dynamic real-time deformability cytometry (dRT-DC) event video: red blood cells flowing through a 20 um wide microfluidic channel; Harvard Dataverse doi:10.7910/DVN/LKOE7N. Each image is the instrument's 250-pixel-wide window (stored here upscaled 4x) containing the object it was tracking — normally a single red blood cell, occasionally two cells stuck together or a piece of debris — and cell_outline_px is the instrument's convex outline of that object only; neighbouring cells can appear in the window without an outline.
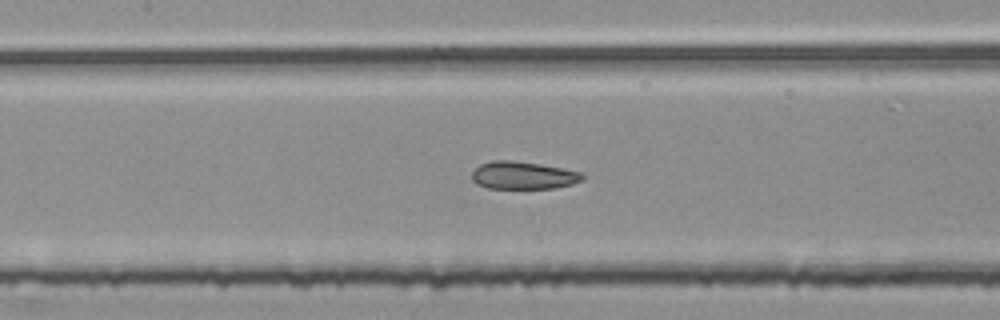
{"species": "common noctule bat (a hibernating species)", "species_latin": "Nyctalus noctula", "temperature_condition": "room temperature", "stored_images_in_passage": 54, "segment_of_instrument_passage": [2, 2], "camera_frame_rate_fps": 3000, "um_per_image_px": 0.085, "animal": {"sex": "female", "body_mass_g": 25.1}, "frame": {"image": 1, "passage_image": 25, "time_ms": 8.0, "image_size_px": [1000, 320], "cell_outline_px": [[584, 180], [572, 184], [556, 188], [488, 188], [476, 184], [472, 180], [472, 172], [480, 164], [492, 160], [512, 160], [540, 164], [584, 172]], "centroid_in_image_um": [44.49, 14.9], "position_along_channel_um": 162.9, "area_um2": 17.98}}
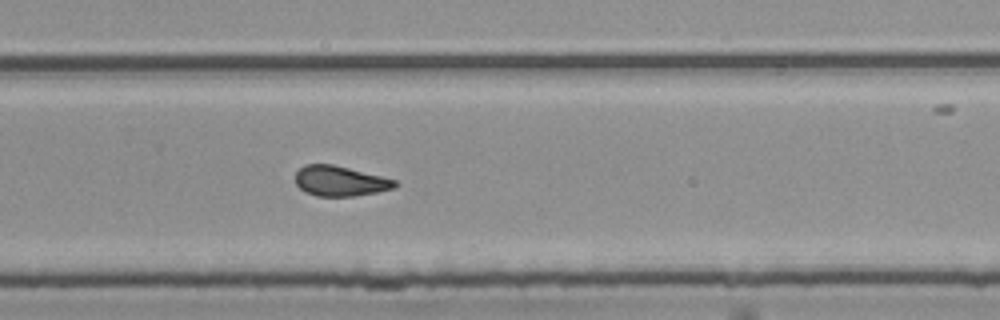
{"frame": {"image": 2, "passage_image": 36, "time_ms": 11.667, "image_size_px": [1000, 320], "cell_outline_px": [[400, 184], [396, 188], [376, 192], [352, 196], [316, 196], [304, 192], [296, 184], [296, 172], [304, 164], [332, 164], [396, 180]], "centroid_in_image_um": [28.9, 15.39], "position_along_channel_um": 300.9, "area_um2": 17.46}}
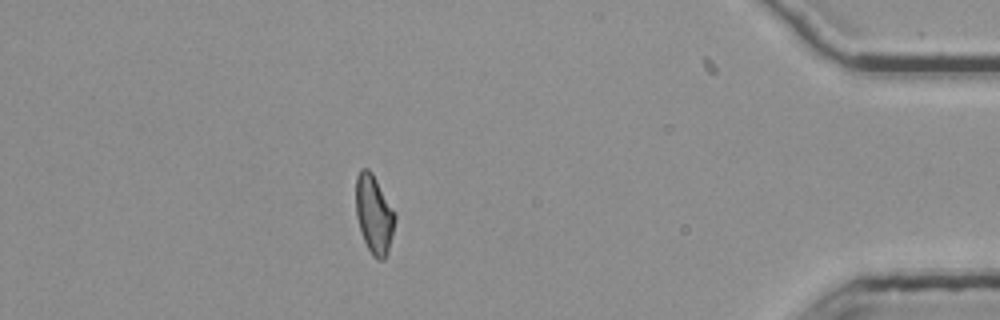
{"frame": {"image": 3, "passage_image": 48, "time_ms": 15.667, "image_size_px": [1000, 320], "cell_outline_px": [[396, 220], [388, 252], [384, 260], [376, 260], [372, 256], [364, 240], [356, 216], [356, 176], [360, 168], [368, 168], [372, 172], [396, 212]], "centroid_in_image_um": [31.81, 18.21], "position_along_channel_um": 403.4, "area_um2": 18.15}}